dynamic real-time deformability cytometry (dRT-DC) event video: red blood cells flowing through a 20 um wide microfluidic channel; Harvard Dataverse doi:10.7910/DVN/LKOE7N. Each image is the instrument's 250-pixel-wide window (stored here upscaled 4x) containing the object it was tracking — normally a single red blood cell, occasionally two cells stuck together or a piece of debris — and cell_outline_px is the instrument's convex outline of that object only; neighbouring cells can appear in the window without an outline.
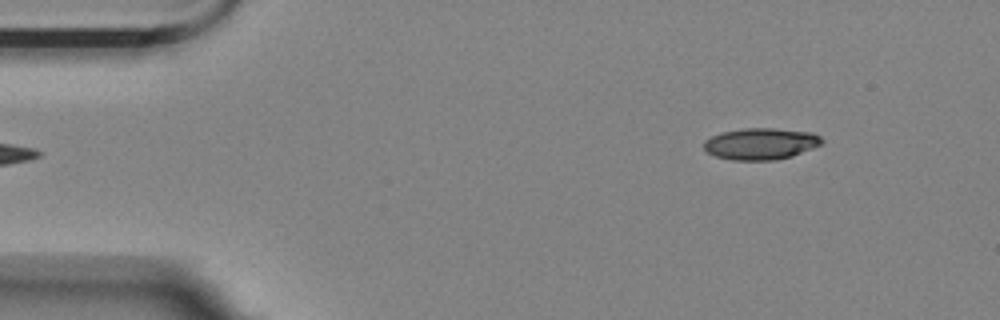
{"species": "Egyptian fruit bat (a non-hibernating species)", "species_latin": "Rousettus aegyptiacus", "temperature_condition": "room temperature", "stored_images_in_passage": 5, "camera_frame_rate_fps": 3000, "um_per_image_px": 0.085, "animal": {"sex": "female"}, "frame": {"image": 1, "passage_image": 5, "time_ms": 1.333, "image_size_px": [1000, 320], "cell_outline_px": [[824, 140], [820, 144], [812, 148], [792, 156], [776, 160], [732, 160], [716, 156], [708, 152], [704, 148], [704, 140], [712, 136], [724, 132], [744, 128], [772, 128], [812, 132], [820, 136]], "centroid_in_image_um": [64.67, 12.22], "position_along_channel_um": 20.3, "area_um2": 21.56}}